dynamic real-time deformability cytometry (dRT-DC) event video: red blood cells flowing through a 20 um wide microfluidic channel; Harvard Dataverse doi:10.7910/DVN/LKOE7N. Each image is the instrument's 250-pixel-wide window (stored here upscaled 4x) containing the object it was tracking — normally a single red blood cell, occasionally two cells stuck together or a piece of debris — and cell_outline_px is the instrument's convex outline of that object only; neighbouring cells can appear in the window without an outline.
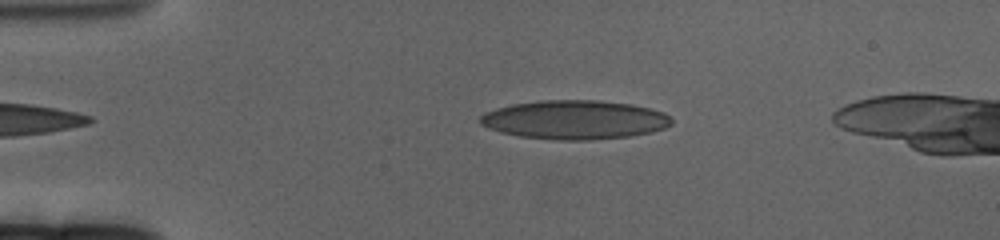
{"species": "human", "species_latin": "Homo sapiens", "temperature_condition": "cold", "stored_images_in_passage": 61, "camera_frame_rate_fps": 3000, "um_per_image_px": 0.085, "donor": {"sex": "female"}, "frame": {"image": 1, "passage_image": 12, "time_ms": 3.667, "image_size_px": [1000, 240], "cell_outline_px": [[672, 124], [664, 128], [648, 132], [628, 136], [588, 140], [556, 140], [520, 136], [500, 132], [488, 128], [480, 124], [480, 116], [484, 112], [496, 108], [512, 104], [540, 100], [600, 100], [632, 104], [664, 112], [672, 120]], "centroid_in_image_um": [48.81, 10.17], "position_along_channel_um": 36.2, "area_um2": 43.41}}
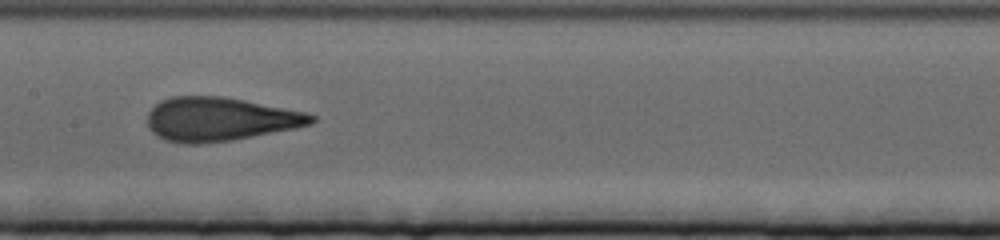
{"frame": {"image": 2, "passage_image": 30, "time_ms": 9.667, "image_size_px": [1000, 240], "cell_outline_px": [[316, 120], [308, 124], [296, 128], [232, 140], [204, 144], [184, 144], [164, 140], [152, 132], [148, 128], [148, 112], [160, 100], [172, 96], [224, 96], [304, 112], [316, 116]], "centroid_in_image_um": [18.63, 10.14], "position_along_channel_um": 188.8, "area_um2": 41.79}}
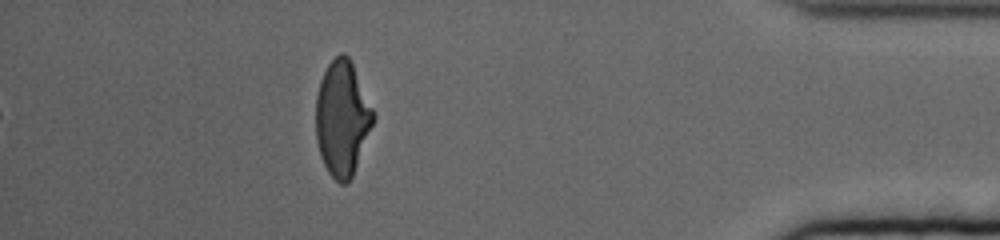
{"frame": {"image": 3, "passage_image": 54, "time_ms": 17.667, "image_size_px": [1000, 240], "cell_outline_px": [[376, 116], [352, 176], [348, 184], [340, 184], [328, 172], [320, 156], [316, 140], [316, 96], [320, 80], [328, 64], [340, 52], [344, 52], [348, 56], [376, 112]], "centroid_in_image_um": [29.09, 10.05], "position_along_channel_um": 406.1, "area_um2": 38.55}}